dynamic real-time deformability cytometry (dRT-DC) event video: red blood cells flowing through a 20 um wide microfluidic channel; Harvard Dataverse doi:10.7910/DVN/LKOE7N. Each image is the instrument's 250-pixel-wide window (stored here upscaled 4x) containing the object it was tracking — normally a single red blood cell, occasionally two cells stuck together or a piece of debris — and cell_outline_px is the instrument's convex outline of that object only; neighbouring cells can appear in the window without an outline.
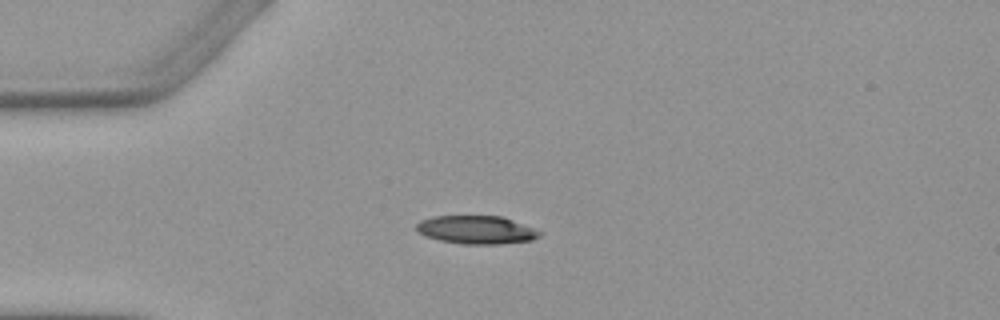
{"species": "Egyptian fruit bat (a non-hibernating species)", "species_latin": "Rousettus aegyptiacus", "temperature_condition": "warm", "stored_images_in_passage": 4, "camera_frame_rate_fps": 3000, "um_per_image_px": 0.085, "animal": {"sex": "female"}, "frame": {"image": 1, "passage_image": 2, "time_ms": 1.333, "image_size_px": [1000, 320], "cell_outline_px": [[544, 232], [540, 236], [532, 240], [500, 244], [464, 244], [440, 240], [424, 236], [416, 232], [416, 224], [420, 220], [432, 216], [504, 216]], "centroid_in_image_um": [40.5, 19.53], "position_along_channel_um": 44.5, "area_um2": 20.52}}